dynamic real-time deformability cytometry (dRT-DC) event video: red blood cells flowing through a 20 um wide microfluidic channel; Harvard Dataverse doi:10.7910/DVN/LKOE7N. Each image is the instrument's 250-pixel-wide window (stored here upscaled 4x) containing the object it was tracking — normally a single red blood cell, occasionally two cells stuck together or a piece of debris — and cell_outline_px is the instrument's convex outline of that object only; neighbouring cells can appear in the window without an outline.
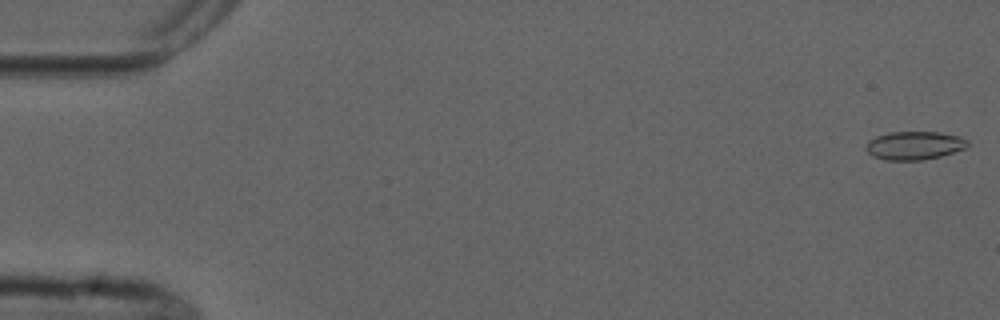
{"species": "common noctule bat (a hibernating species)", "species_latin": "Nyctalus noctula", "temperature_condition": "cold", "stored_images_in_passage": 2, "camera_frame_rate_fps": 3000, "um_per_image_px": 0.085, "animal": {"sex": "male", "forearm_length_mm": 52.5}, "frame": {"image": 1, "passage_image": 1, "time_ms": 0.0, "image_size_px": [1000, 320], "cell_outline_px": [[968, 144], [964, 148], [940, 156], [924, 160], [884, 160], [872, 156], [864, 148], [868, 140], [876, 136], [888, 132], [940, 132], [960, 136], [968, 140]], "centroid_in_image_um": [77.68, 12.36], "position_along_channel_um": 7.3, "area_um2": 16.88}}